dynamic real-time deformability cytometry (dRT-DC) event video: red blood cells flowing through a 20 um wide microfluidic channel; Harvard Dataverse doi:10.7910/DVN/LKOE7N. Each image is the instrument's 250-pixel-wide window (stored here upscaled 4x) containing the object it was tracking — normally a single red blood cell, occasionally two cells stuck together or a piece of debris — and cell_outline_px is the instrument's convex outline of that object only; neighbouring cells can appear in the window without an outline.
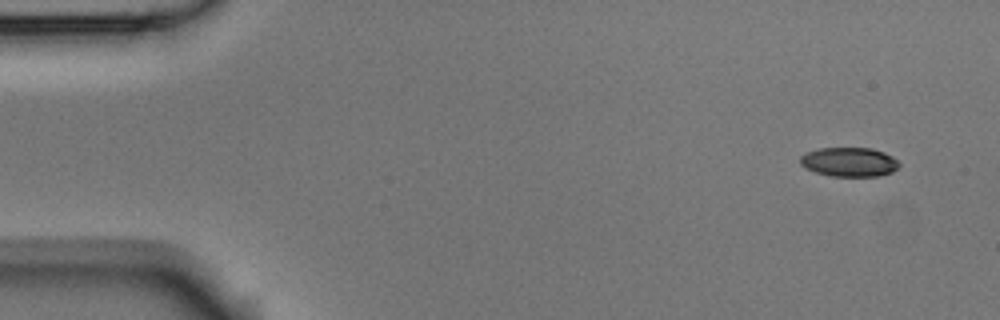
{"species": "Egyptian fruit bat (a non-hibernating species)", "species_latin": "Rousettus aegyptiacus", "temperature_condition": "room temperature", "stored_images_in_passage": 5, "camera_frame_rate_fps": 3000, "um_per_image_px": 0.085, "animal": {"sex": "male"}, "frame": {"image": 1, "passage_image": 1, "time_ms": 0.0, "image_size_px": [1000, 320], "cell_outline_px": [[900, 164], [892, 172], [880, 176], [832, 176], [816, 172], [804, 168], [800, 164], [800, 156], [804, 152], [820, 148], [872, 148], [884, 152], [892, 156]], "centroid_in_image_um": [72.15, 13.76], "position_along_channel_um": 12.8, "area_um2": 16.94}}
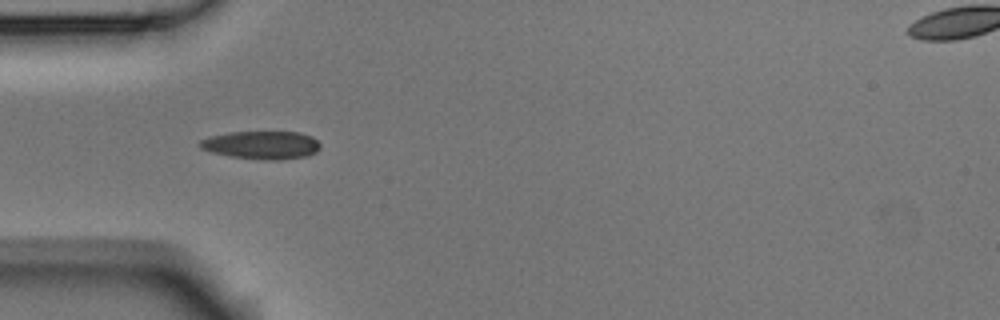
{"frame": {"image": 2, "passage_image": 4, "time_ms": 1.0, "image_size_px": [1000, 320], "cell_outline_px": [[320, 148], [316, 152], [304, 156], [280, 160], [264, 160], [232, 156], [212, 152], [200, 148], [196, 144], [200, 140], [212, 136], [228, 132], [300, 132], [312, 136], [320, 144]], "centroid_in_image_um": [22.23, 12.32], "position_along_channel_um": 62.8, "area_um2": 19.65}}
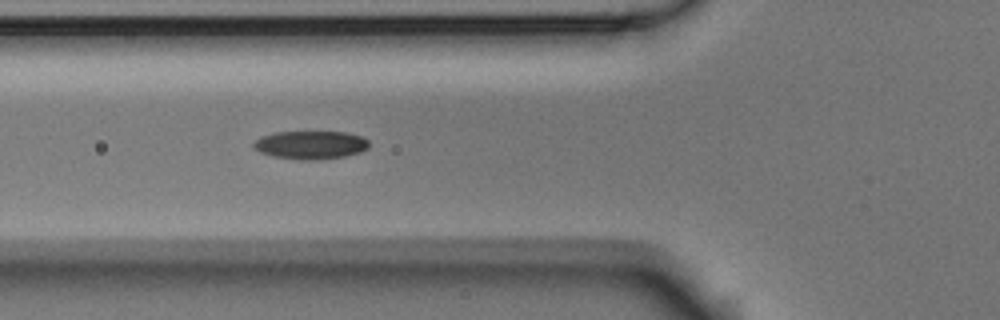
{"frame": {"image": 3, "passage_image": 5, "time_ms": 1.333, "image_size_px": [1000, 320], "cell_outline_px": [[368, 148], [360, 152], [344, 156], [320, 160], [300, 160], [276, 156], [260, 152], [252, 148], [252, 144], [260, 136], [276, 132], [344, 132], [364, 136], [368, 140]], "centroid_in_image_um": [26.4, 12.32], "position_along_channel_um": 99.4, "area_um2": 19.07}}